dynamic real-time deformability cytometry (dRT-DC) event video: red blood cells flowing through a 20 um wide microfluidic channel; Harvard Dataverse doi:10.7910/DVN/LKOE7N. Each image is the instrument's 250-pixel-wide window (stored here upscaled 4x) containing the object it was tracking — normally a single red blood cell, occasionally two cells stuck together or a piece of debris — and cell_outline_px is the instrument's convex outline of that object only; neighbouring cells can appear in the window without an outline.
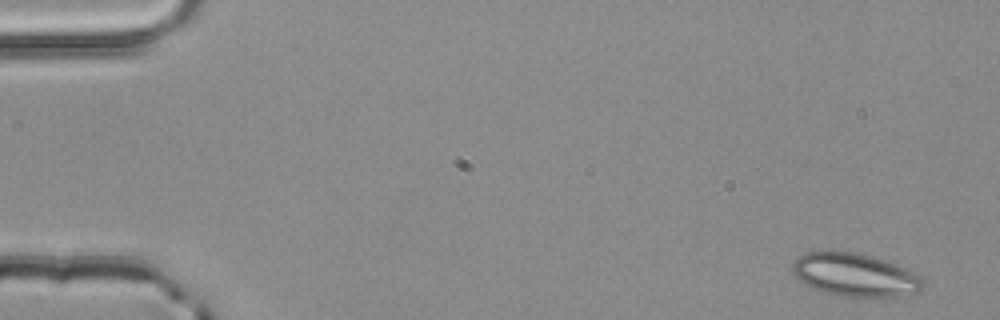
{"species": "common noctule bat (a hibernating species)", "species_latin": "Nyctalus noctula", "temperature_condition": "room temperature", "stored_images_in_passage": 5, "segment_of_instrument_passage": [1, 2], "camera_frame_rate_fps": 3000, "um_per_image_px": 0.085, "animal": {"sex": "male", "body_mass_g": 20.4}, "frame": {"image": 1, "passage_image": 1, "time_ms": 0.0, "image_size_px": [1000, 320], "cell_outline_px": [[924, 288], [916, 292], [884, 300], [868, 300], [836, 296], [820, 292], [804, 284], [792, 272], [792, 264], [804, 252], [856, 252], [872, 256], [896, 264], [920, 276], [924, 280]], "centroid_in_image_um": [72.7, 23.44], "position_along_channel_um": 12.3, "area_um2": 33.81}}